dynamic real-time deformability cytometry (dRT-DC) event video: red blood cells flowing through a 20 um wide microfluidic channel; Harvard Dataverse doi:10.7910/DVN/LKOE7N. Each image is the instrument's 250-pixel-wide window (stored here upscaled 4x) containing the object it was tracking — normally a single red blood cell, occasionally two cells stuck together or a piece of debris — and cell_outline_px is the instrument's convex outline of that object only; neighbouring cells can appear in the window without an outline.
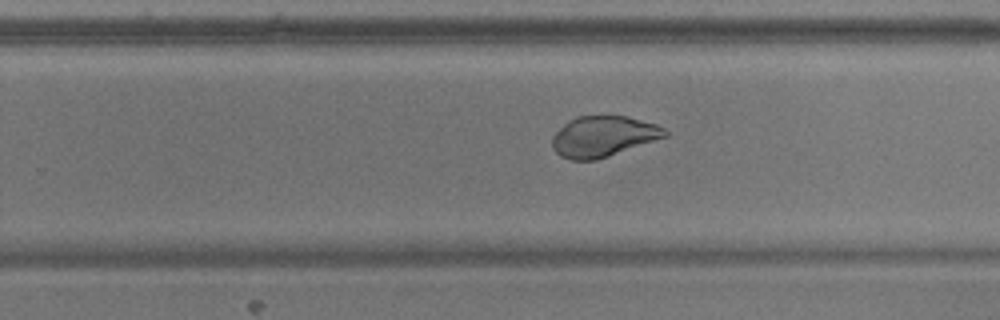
{"species": "common noctule bat (a hibernating species)", "species_latin": "Nyctalus noctula", "temperature_condition": "warm", "stored_images_in_passage": 47, "camera_frame_rate_fps": 3000, "um_per_image_px": 0.085, "animal": {"sex": "male", "body_mass_g": 17.9}, "frame": {"image": 1, "passage_image": 27, "time_ms": 8.667, "image_size_px": [1000, 320], "cell_outline_px": [[668, 136], [596, 160], [572, 160], [560, 156], [552, 148], [552, 136], [568, 120], [576, 116], [628, 116], [656, 124], [664, 128], [668, 132]], "centroid_in_image_um": [51.26, 11.59], "position_along_channel_um": 278.5, "area_um2": 26.7}}